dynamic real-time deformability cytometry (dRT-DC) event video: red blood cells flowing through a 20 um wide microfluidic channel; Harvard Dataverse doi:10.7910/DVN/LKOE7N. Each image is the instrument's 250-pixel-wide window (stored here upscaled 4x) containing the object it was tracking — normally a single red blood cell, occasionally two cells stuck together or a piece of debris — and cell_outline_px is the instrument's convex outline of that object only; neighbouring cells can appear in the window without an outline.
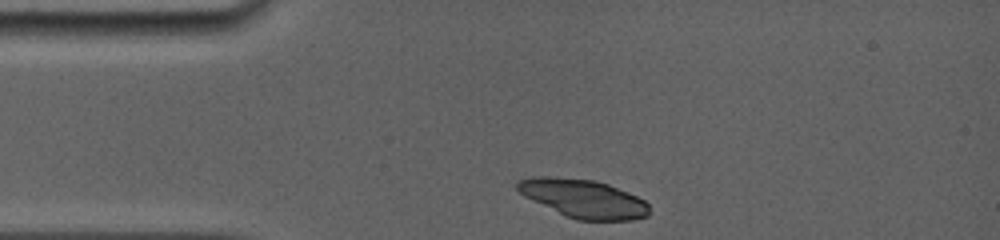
{"species": "common noctule bat (a hibernating species)", "species_latin": "Nyctalus noctula", "temperature_condition": "room temperature", "stored_images_in_passage": 2, "camera_frame_rate_fps": 5000, "um_per_image_px": 0.085, "animal": {"sex": "female", "body_mass_g": 19.0, "forearm_length_mm": 56.7}, "frame": {"image": 1, "passage_image": 1, "time_ms": 0.0, "image_size_px": [1000, 240], "cell_outline_px": [[648, 216], [632, 220], [576, 220], [532, 200], [524, 196], [516, 188], [516, 180], [532, 176], [548, 176], [596, 180], [608, 184], [628, 192], [644, 200], [648, 204]], "centroid_in_image_um": [49.57, 16.86], "position_along_channel_um": 35.4, "area_um2": 29.42}}